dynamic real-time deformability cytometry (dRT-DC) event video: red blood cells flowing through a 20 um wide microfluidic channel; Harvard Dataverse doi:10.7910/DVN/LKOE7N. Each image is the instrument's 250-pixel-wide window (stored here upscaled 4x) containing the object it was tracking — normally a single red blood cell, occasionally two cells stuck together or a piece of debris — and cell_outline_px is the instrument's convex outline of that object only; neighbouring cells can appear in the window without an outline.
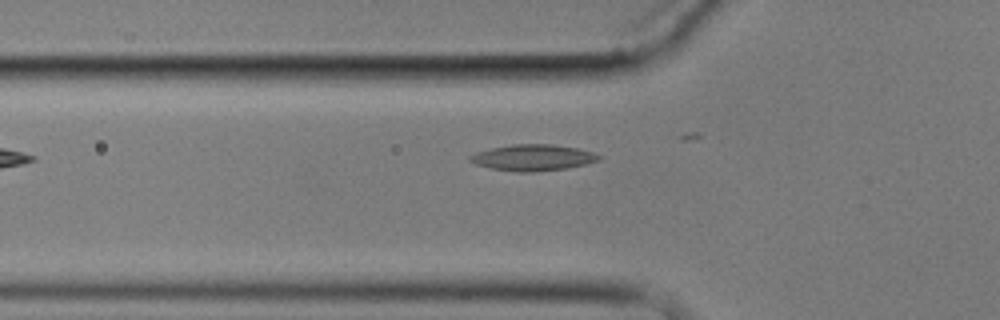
{"species": "common noctule bat (a hibernating species)", "species_latin": "Nyctalus noctula", "temperature_condition": "cold", "stored_images_in_passage": 3, "segment_of_instrument_passage": [1, 2], "camera_frame_rate_fps": 3000, "um_per_image_px": 0.085, "animal": {"sex": "male", "body_mass_g": 17.9}, "frame": {"image": 1, "passage_image": 2, "time_ms": 2.0, "image_size_px": [1000, 320], "cell_outline_px": [[600, 160], [568, 168], [532, 172], [516, 172], [492, 168], [476, 164], [468, 160], [468, 156], [476, 152], [492, 148], [512, 144], [552, 144], [576, 148], [592, 152], [600, 156]], "centroid_in_image_um": [45.27, 13.39], "position_along_channel_um": 80.5, "area_um2": 19.54}}